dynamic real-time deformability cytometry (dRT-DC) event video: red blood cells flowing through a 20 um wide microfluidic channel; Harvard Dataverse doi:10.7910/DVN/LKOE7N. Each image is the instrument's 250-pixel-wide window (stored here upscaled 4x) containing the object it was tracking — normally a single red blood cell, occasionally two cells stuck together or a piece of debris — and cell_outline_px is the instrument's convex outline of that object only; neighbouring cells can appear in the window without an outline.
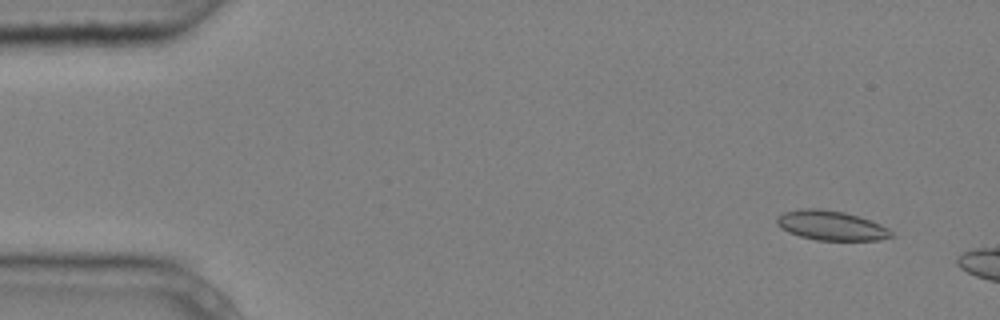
{"species": "common noctule bat (a hibernating species)", "species_latin": "Nyctalus noctula", "temperature_condition": "cold", "stored_images_in_passage": 4, "camera_frame_rate_fps": 3000, "um_per_image_px": 0.085, "animal": {"sex": "male", "body_mass_g": 20.4}, "frame": {"image": 1, "passage_image": 1, "time_ms": 0.0, "image_size_px": [1000, 320], "cell_outline_px": [[892, 236], [876, 240], [816, 240], [800, 236], [788, 232], [780, 228], [776, 224], [776, 216], [784, 212], [800, 208], [816, 208], [844, 212], [880, 224], [888, 228], [892, 232]], "centroid_in_image_um": [70.57, 19.16], "position_along_channel_um": 14.4, "area_um2": 19.59}}